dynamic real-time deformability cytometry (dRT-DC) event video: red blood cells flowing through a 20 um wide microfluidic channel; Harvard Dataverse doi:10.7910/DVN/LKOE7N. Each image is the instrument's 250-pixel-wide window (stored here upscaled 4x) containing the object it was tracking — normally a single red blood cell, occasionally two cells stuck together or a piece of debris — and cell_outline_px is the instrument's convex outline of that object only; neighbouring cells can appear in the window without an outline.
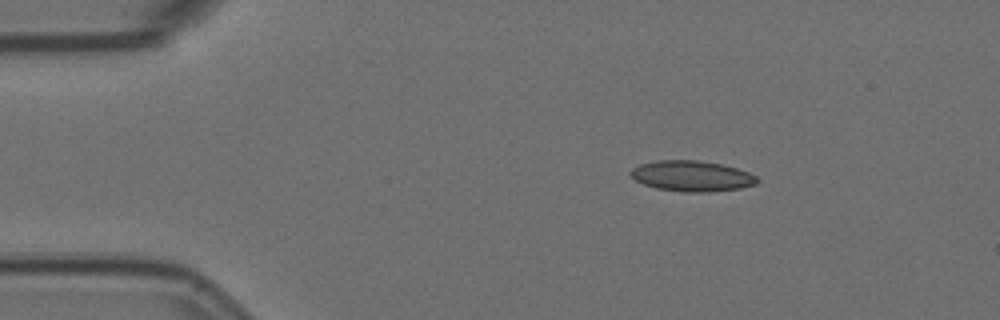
{"species": "Egyptian fruit bat (a non-hibernating species)", "species_latin": "Rousettus aegyptiacus", "temperature_condition": "room temperature", "stored_images_in_passage": 3, "camera_frame_rate_fps": 3000, "um_per_image_px": 0.085, "animal": {"sex": "female"}, "frame": {"image": 1, "passage_image": 1, "time_ms": 0.0, "image_size_px": [1000, 320], "cell_outline_px": [[760, 180], [756, 184], [740, 188], [708, 192], [684, 192], [656, 188], [644, 184], [636, 180], [628, 172], [632, 168], [640, 164], [656, 160], [696, 160], [720, 164], [736, 168], [748, 172], [756, 176]], "centroid_in_image_um": [58.79, 14.96], "position_along_channel_um": 26.2, "area_um2": 22.54}}